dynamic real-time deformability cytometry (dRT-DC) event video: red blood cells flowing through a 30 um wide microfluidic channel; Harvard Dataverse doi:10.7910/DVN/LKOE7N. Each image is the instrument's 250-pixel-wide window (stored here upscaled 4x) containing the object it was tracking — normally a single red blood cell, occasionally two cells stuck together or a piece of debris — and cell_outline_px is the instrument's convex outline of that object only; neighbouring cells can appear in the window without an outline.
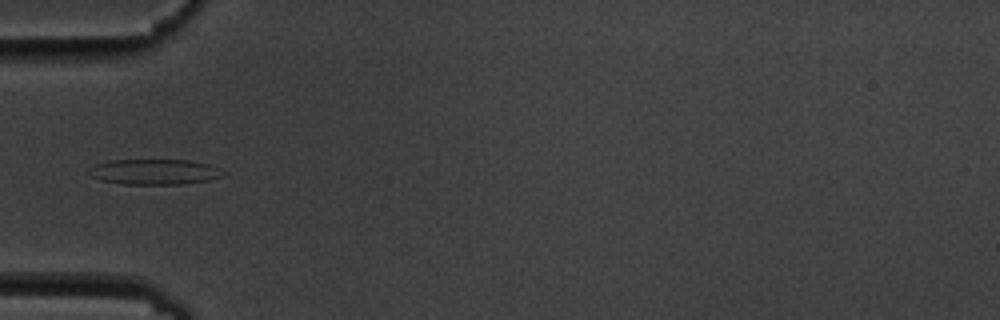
{"species": "common noctule bat (a hibernating species)", "species_latin": "Nyctalus noctula", "temperature_condition": "cold", "stored_images_in_passage": 9, "camera_frame_rate_fps": 3000, "um_per_image_px": 0.085, "animal": {"sex": "male", "body_mass_g": 19.5, "forearm_length_mm": 54.6}, "frame": {"image": 1, "passage_image": 3, "time_ms": 2.333, "image_size_px": [1000, 320], "cell_outline_px": [[228, 172], [224, 176], [208, 180], [180, 184], [120, 184], [100, 180], [88, 176], [88, 168], [96, 164], [108, 160], [188, 160], [212, 164]], "centroid_in_image_um": [13.14, 14.6], "position_along_channel_um": 71.9, "area_um2": 20.29}}
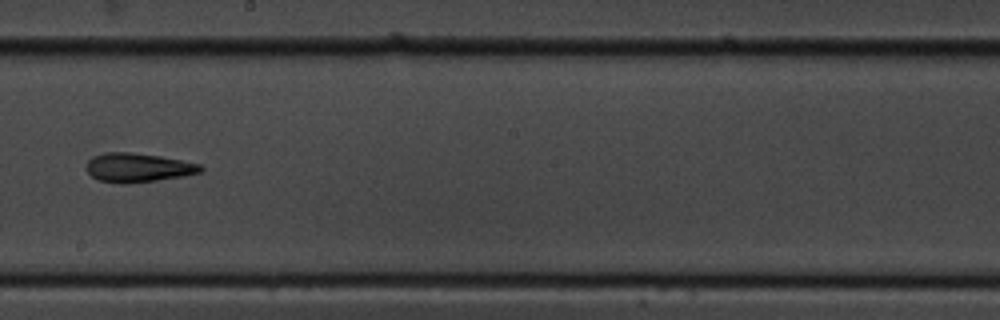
{"frame": {"image": 2, "passage_image": 7, "time_ms": 7.0, "image_size_px": [1000, 320], "cell_outline_px": [[204, 168], [200, 172], [184, 176], [156, 180], [124, 184], [120, 184], [100, 180], [92, 176], [84, 168], [88, 160], [92, 156], [104, 152], [128, 152], [160, 156], [200, 164]], "centroid_in_image_um": [11.69, 14.24], "position_along_channel_um": 236.5, "area_um2": 19.31}}
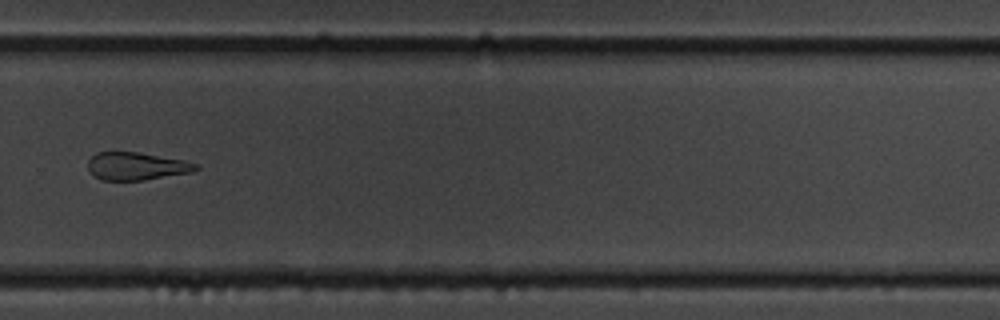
{"frame": {"image": 3, "passage_image": 9, "time_ms": 9.333, "image_size_px": [1000, 320], "cell_outline_px": [[200, 168], [192, 172], [144, 180], [100, 180], [92, 176], [88, 168], [88, 160], [96, 152], [140, 152], [184, 160], [200, 164]], "centroid_in_image_um": [11.6, 14.12], "position_along_channel_um": 318.2, "area_um2": 17.69}}